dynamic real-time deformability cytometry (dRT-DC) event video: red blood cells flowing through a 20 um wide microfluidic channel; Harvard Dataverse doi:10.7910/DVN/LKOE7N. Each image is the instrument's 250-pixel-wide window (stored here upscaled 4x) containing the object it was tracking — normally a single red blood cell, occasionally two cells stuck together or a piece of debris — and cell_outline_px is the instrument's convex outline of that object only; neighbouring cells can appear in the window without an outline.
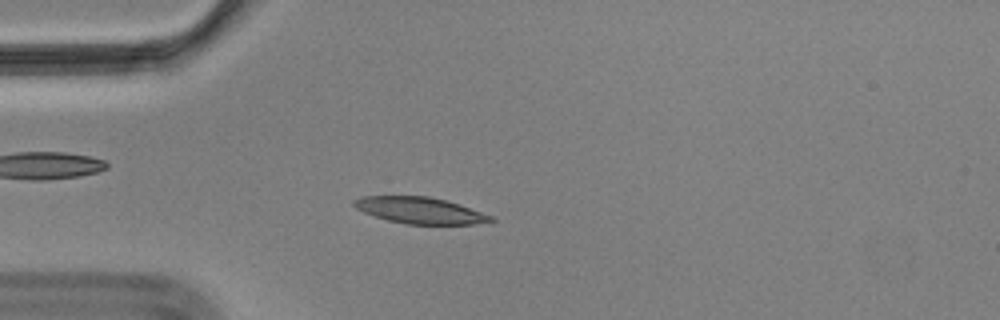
{"species": "Egyptian fruit bat (a non-hibernating species)", "species_latin": "Rousettus aegyptiacus", "temperature_condition": "cold", "stored_images_in_passage": 53, "camera_frame_rate_fps": 3000, "um_per_image_px": 0.085, "animal": {"sex": "male"}, "frame": {"image": 1, "passage_image": 15, "time_ms": 4.667, "image_size_px": [1000, 320], "cell_outline_px": [[496, 220], [472, 224], [408, 224], [388, 220], [364, 212], [356, 208], [352, 204], [352, 200], [360, 196], [428, 196], [444, 200], [496, 216]], "centroid_in_image_um": [35.7, 17.88], "position_along_channel_um": 49.3, "area_um2": 20.92}}
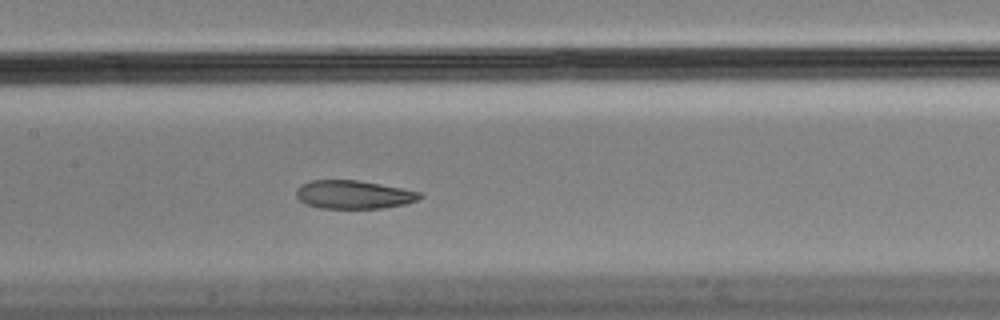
{"frame": {"image": 2, "passage_image": 27, "time_ms": 8.667, "image_size_px": [1000, 320], "cell_outline_px": [[424, 196], [420, 200], [408, 204], [384, 208], [320, 208], [304, 204], [296, 196], [296, 188], [300, 184], [312, 180], [356, 180], [380, 184], [424, 192]], "centroid_in_image_um": [30.11, 16.54], "position_along_channel_um": 177.3, "area_um2": 20.81}}
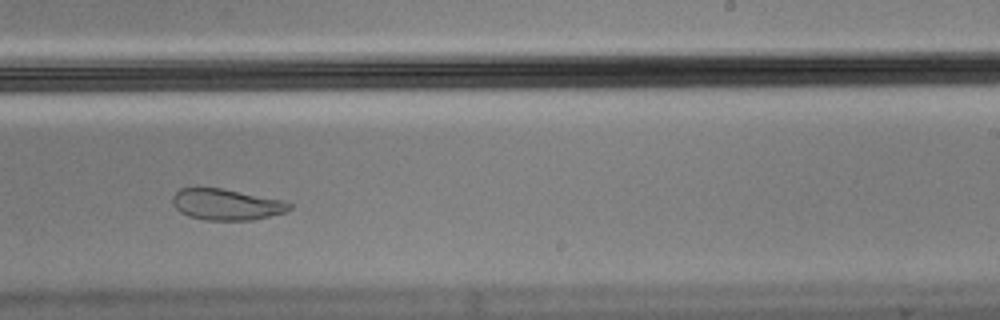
{"frame": {"image": 3, "passage_image": 35, "time_ms": 11.333, "image_size_px": [1000, 320], "cell_outline_px": [[292, 208], [288, 212], [252, 220], [204, 220], [188, 216], [180, 212], [172, 204], [172, 196], [180, 188], [196, 184], [220, 188], [288, 200], [292, 204]], "centroid_in_image_um": [19.24, 17.34], "position_along_channel_um": 269.8, "area_um2": 22.14}, "authors_computed_cell_mechanics": {"area_um2": 22.1374, "velocity_mm_per_s": 3.481, "shape_relaxation_time_tau1_ms": null, "shape_relaxation_time_tau2_ms": 1.7503, "deformation_change_tau1": null, "deformation_change_tau2": 0.0702}}